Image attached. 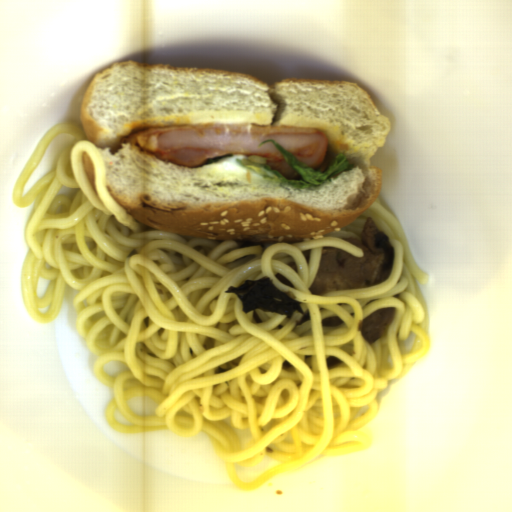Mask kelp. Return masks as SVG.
<instances>
[{"mask_svg":"<svg viewBox=\"0 0 512 512\" xmlns=\"http://www.w3.org/2000/svg\"><path fill=\"white\" fill-rule=\"evenodd\" d=\"M225 293L236 295L240 300L242 313L252 311V318L257 324L263 323L257 310L284 315L289 319L292 318L294 311H299L302 318L296 321V326L312 320L310 313L304 311L300 302L277 288L267 276L259 280H245L240 286L229 287Z\"/></svg>","mask_w":512,"mask_h":512,"instance_id":"1","label":"kelp"}]
</instances>
